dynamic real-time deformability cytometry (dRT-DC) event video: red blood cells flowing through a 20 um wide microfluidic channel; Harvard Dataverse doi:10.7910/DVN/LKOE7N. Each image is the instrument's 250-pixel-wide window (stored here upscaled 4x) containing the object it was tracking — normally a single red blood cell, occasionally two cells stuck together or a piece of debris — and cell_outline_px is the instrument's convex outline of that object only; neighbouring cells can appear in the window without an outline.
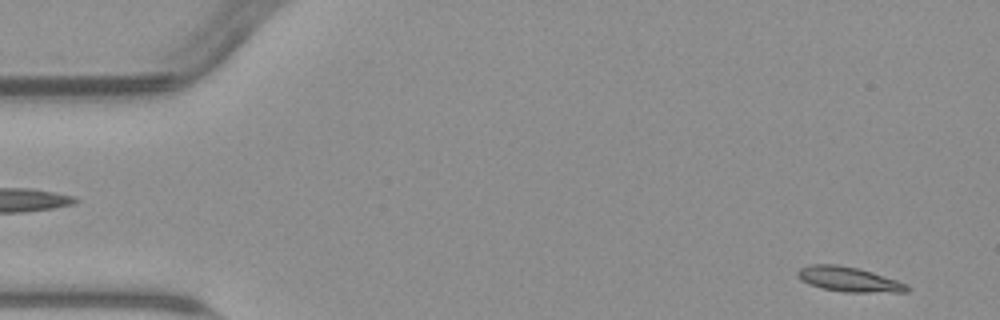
{"species": "common noctule bat (a hibernating species)", "species_latin": "Nyctalus noctula", "temperature_condition": "warm", "stored_images_in_passage": 5, "camera_frame_rate_fps": 3000, "um_per_image_px": 0.085, "animal": {"sex": "male", "body_mass_g": 23.1, "forearm_length_mm": 52.7}, "frame": {"image": 1, "passage_image": 5, "time_ms": 5.667, "image_size_px": [1000, 320], "cell_outline_px": [[908, 292], [844, 292], [820, 288], [808, 284], [800, 280], [796, 276], [796, 272], [800, 268], [808, 264], [840, 264], [872, 272], [908, 284]], "centroid_in_image_um": [72.08, 23.74], "position_along_channel_um": 12.9, "area_um2": 15.95}}